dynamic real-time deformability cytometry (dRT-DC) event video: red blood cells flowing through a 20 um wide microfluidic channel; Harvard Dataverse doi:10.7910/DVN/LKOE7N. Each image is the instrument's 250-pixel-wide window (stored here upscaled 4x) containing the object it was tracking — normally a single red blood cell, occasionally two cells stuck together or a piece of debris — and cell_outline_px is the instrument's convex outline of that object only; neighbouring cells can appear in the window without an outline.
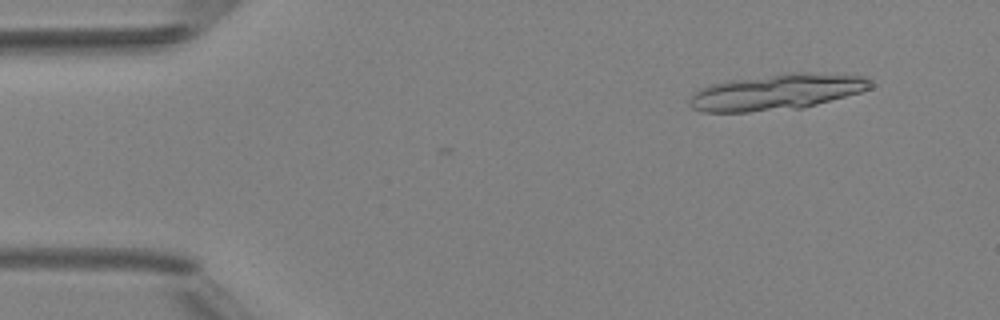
{"species": "Egyptian fruit bat (a non-hibernating species)", "species_latin": "Rousettus aegyptiacus", "temperature_condition": "room temperature", "stored_images_in_passage": 16, "camera_frame_rate_fps": 3000, "um_per_image_px": 0.085, "animal": {"sex": "female"}, "frame": {"image": 1, "passage_image": 5, "time_ms": 1.333, "image_size_px": [1000, 320], "cell_outline_px": [[872, 88], [860, 92], [804, 108], [748, 112], [704, 112], [692, 108], [688, 104], [688, 100], [700, 88], [712, 84], [728, 80], [788, 72], [808, 72], [860, 76], [872, 80]], "centroid_in_image_um": [66.0, 7.82], "position_along_channel_um": 19.0, "area_um2": 37.97}}